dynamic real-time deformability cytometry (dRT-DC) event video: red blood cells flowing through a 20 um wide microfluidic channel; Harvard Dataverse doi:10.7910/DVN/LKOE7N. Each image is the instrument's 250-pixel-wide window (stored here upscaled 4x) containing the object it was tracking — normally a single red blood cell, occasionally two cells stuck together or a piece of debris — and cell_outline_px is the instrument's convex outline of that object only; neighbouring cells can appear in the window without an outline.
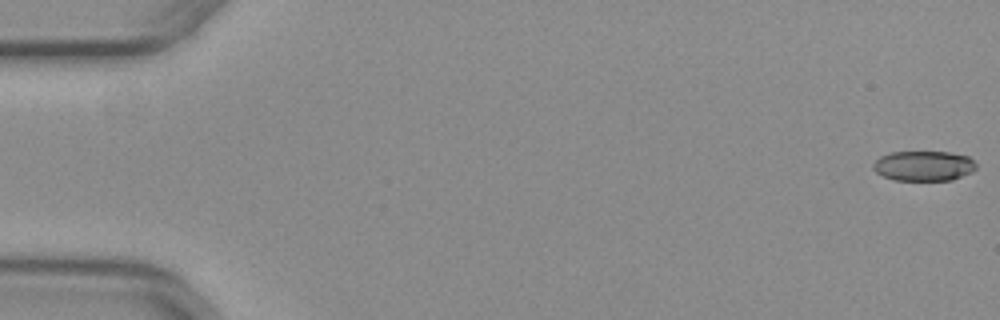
{"species": "common noctule bat (a hibernating species)", "species_latin": "Nyctalus noctula", "temperature_condition": "warm", "stored_images_in_passage": 53, "camera_frame_rate_fps": 3000, "um_per_image_px": 0.085, "animal": {"sex": "female", "body_mass_g": 29.2, "forearm_length_mm": 56.3}, "frame": {"image": 1, "passage_image": 1, "time_ms": 0.0, "image_size_px": [1000, 320], "cell_outline_px": [[976, 168], [972, 172], [952, 180], [896, 180], [884, 176], [876, 172], [872, 168], [872, 164], [880, 156], [892, 152], [948, 152], [968, 156], [976, 164]], "centroid_in_image_um": [78.51, 14.1], "position_along_channel_um": 6.5, "area_um2": 17.98}}
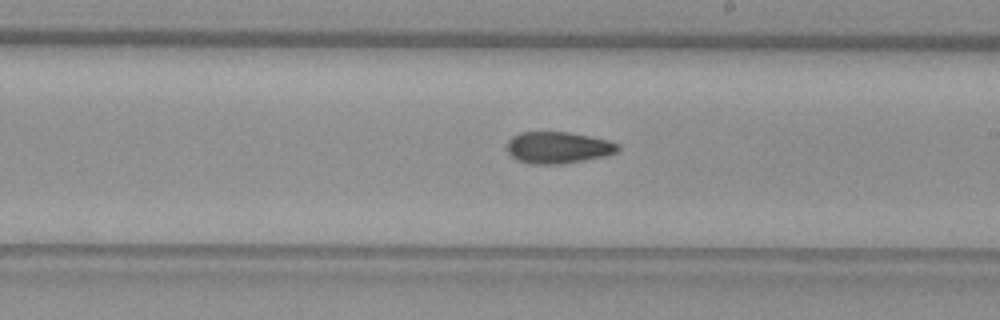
{"frame": {"image": 2, "passage_image": 31, "time_ms": 10.0, "image_size_px": [1000, 320], "cell_outline_px": [[620, 148], [616, 152], [608, 156], [564, 164], [532, 164], [520, 160], [512, 156], [508, 152], [508, 140], [512, 136], [520, 132], [568, 132], [608, 140], [620, 144]], "centroid_in_image_um": [47.48, 12.55], "position_along_channel_um": 241.5, "area_um2": 20.52}}
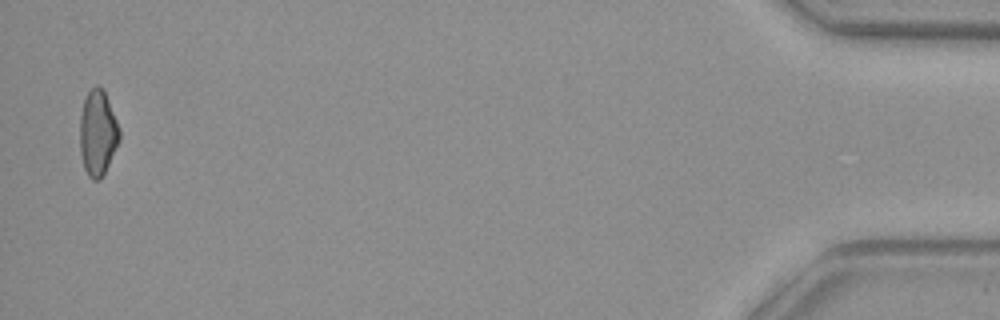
{"frame": {"image": 3, "passage_image": 52, "time_ms": 17.0, "image_size_px": [1000, 320], "cell_outline_px": [[120, 140], [100, 180], [92, 180], [88, 176], [84, 168], [80, 152], [80, 116], [84, 100], [88, 92], [96, 84], [104, 92], [120, 128]], "centroid_in_image_um": [8.3, 11.33], "position_along_channel_um": 426.9, "area_um2": 19.48}, "authors_computed_cell_mechanics": {"area_um2": 19.9988, "velocity_mm_per_s": 3.9905, "shape_relaxation_time_tau1_ms": null, "shape_relaxation_time_tau2_ms": 5.6259, "deformation_change_tau1": null, "deformation_change_tau2": 0.128}}